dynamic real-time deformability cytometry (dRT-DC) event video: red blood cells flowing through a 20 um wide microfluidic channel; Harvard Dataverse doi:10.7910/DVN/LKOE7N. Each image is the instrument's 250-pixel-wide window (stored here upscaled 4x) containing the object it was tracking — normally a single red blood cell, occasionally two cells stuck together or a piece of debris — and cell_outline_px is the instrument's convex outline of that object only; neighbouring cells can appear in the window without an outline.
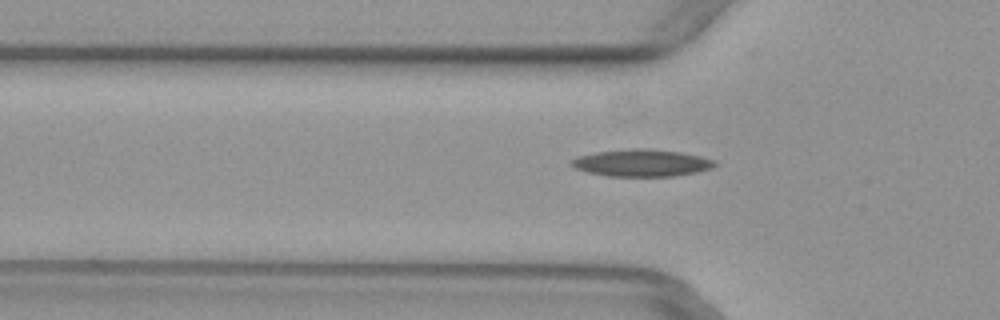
{"species": "common noctule bat (a hibernating species)", "species_latin": "Nyctalus noctula", "temperature_condition": "warm", "stored_images_in_passage": 50, "camera_frame_rate_fps": 3000, "um_per_image_px": 0.085, "animal": {"sex": "female", "body_mass_g": 29.2, "forearm_length_mm": 56.3}, "frame": {"image": 1, "passage_image": 16, "time_ms": 5.0, "image_size_px": [1000, 320], "cell_outline_px": [[716, 164], [712, 168], [696, 172], [672, 176], [608, 176], [588, 172], [576, 168], [568, 164], [576, 156], [596, 152], [632, 148], [648, 148], [680, 152], [700, 156], [716, 160]], "centroid_in_image_um": [54.53, 13.84], "position_along_channel_um": 71.3, "area_um2": 22.66}}
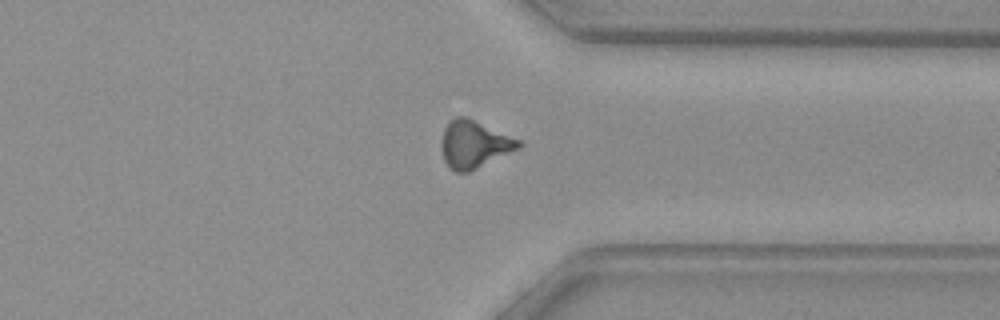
{"frame": {"image": 2, "passage_image": 38, "time_ms": 12.333, "image_size_px": [1000, 320], "cell_outline_px": [[524, 144], [520, 148], [468, 172], [456, 172], [448, 168], [444, 160], [440, 148], [440, 144], [444, 128], [456, 116], [468, 116], [520, 140]], "centroid_in_image_um": [40.29, 12.26], "position_along_channel_um": 371.1, "area_um2": 21.5}}
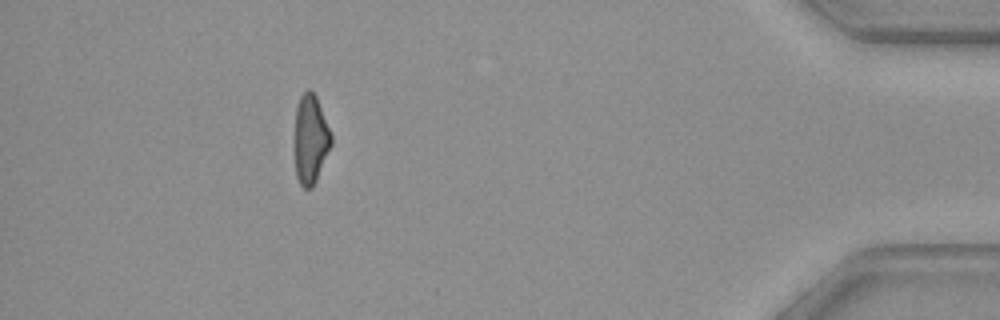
{"frame": {"image": 3, "passage_image": 45, "time_ms": 14.667, "image_size_px": [1000, 320], "cell_outline_px": [[332, 144], [316, 180], [312, 188], [304, 188], [300, 184], [296, 176], [296, 108], [300, 96], [308, 88], [316, 96], [332, 136]], "centroid_in_image_um": [26.41, 11.84], "position_along_channel_um": 408.8, "area_um2": 18.5}}